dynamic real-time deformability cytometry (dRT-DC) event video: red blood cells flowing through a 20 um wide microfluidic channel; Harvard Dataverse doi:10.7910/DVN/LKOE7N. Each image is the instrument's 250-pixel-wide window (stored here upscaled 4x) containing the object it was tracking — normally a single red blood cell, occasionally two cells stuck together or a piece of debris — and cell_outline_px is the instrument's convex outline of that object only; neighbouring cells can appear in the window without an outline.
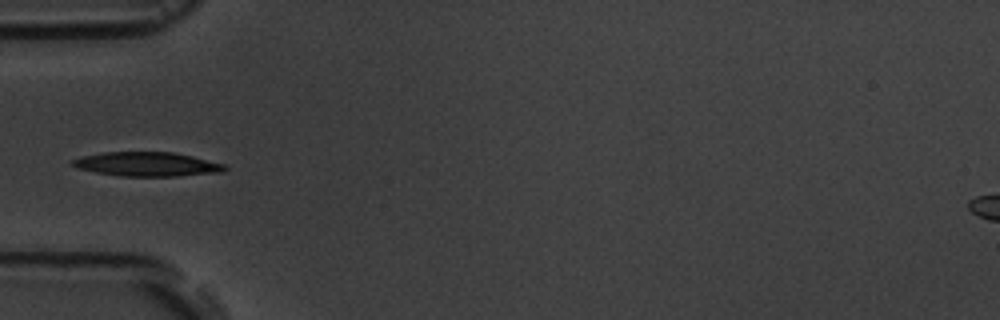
{"species": "common noctule bat (a hibernating species)", "species_latin": "Nyctalus noctula", "temperature_condition": "room temperature", "stored_images_in_passage": 2, "camera_frame_rate_fps": 3000, "um_per_image_px": 0.085, "animal": {"sex": "male", "body_mass_g": 19.5, "forearm_length_mm": 54.6}, "frame": {"image": 1, "passage_image": 1, "time_ms": 0.0, "image_size_px": [1000, 320], "cell_outline_px": [[228, 168], [224, 172], [176, 176], [120, 176], [96, 172], [76, 168], [72, 164], [72, 160], [84, 156], [104, 152], [172, 152], [192, 156], [224, 164]], "centroid_in_image_um": [12.52, 13.96], "position_along_channel_um": 72.5, "area_um2": 21.33}}
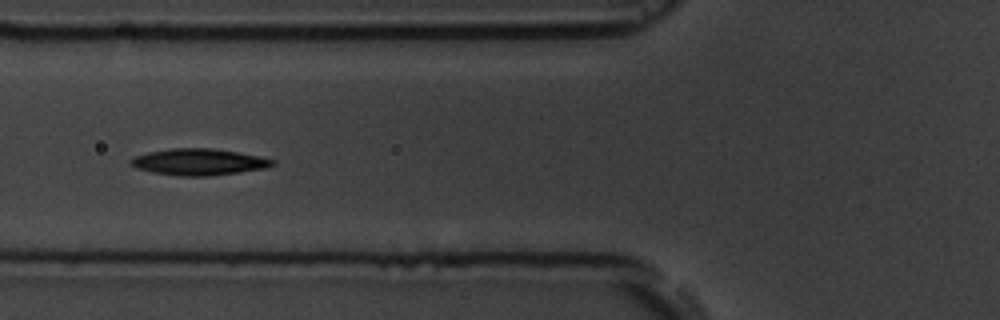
{"frame": {"image": 2, "passage_image": 2, "time_ms": 1.0, "image_size_px": [1000, 320], "cell_outline_px": [[276, 164], [264, 168], [240, 172], [208, 176], [180, 176], [152, 172], [136, 168], [128, 164], [128, 160], [132, 156], [148, 152], [172, 148], [212, 148], [260, 156], [276, 160]], "centroid_in_image_um": [16.85, 13.76], "position_along_channel_um": 108.9, "area_um2": 22.02}}